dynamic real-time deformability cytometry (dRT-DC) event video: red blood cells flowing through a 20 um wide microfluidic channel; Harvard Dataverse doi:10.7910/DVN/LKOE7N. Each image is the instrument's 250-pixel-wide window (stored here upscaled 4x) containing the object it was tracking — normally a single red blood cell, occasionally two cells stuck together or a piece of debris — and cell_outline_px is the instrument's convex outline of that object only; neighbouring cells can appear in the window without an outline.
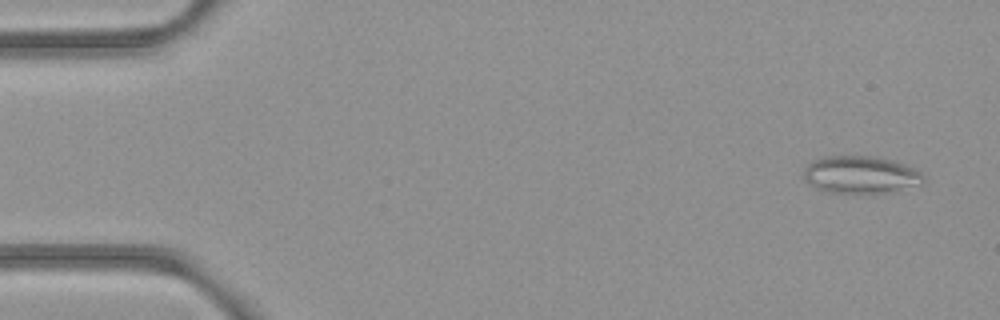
{"species": "common noctule bat (a hibernating species)", "species_latin": "Nyctalus noctula", "temperature_condition": "room temperature", "stored_images_in_passage": 53, "camera_frame_rate_fps": 3000, "um_per_image_px": 0.085, "animal": {"sex": "female", "body_mass_g": 21.9}, "frame": {"image": 1, "passage_image": 3, "time_ms": 0.667, "image_size_px": [1000, 320], "cell_outline_px": [[928, 180], [924, 184], [896, 192], [872, 196], [860, 196], [828, 192], [816, 188], [804, 180], [804, 168], [808, 164], [816, 160], [828, 156], [868, 156], [892, 160], [904, 164], [920, 172]], "centroid_in_image_um": [73.22, 14.93], "position_along_channel_um": 11.8, "area_um2": 27.22}}
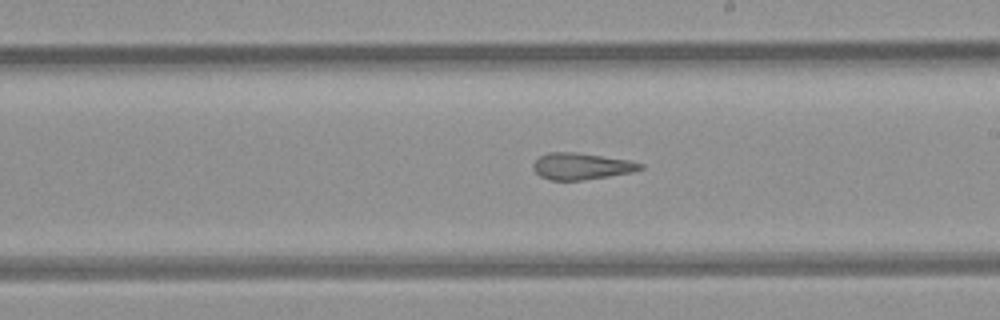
{"frame": {"image": 2, "passage_image": 30, "time_ms": 9.667, "image_size_px": [1000, 320], "cell_outline_px": [[644, 168], [632, 172], [608, 176], [580, 180], [552, 180], [540, 176], [532, 168], [532, 164], [540, 156], [548, 152], [576, 152], [628, 160], [644, 164]], "centroid_in_image_um": [49.41, 14.12], "position_along_channel_um": 239.6, "area_um2": 16.47}}
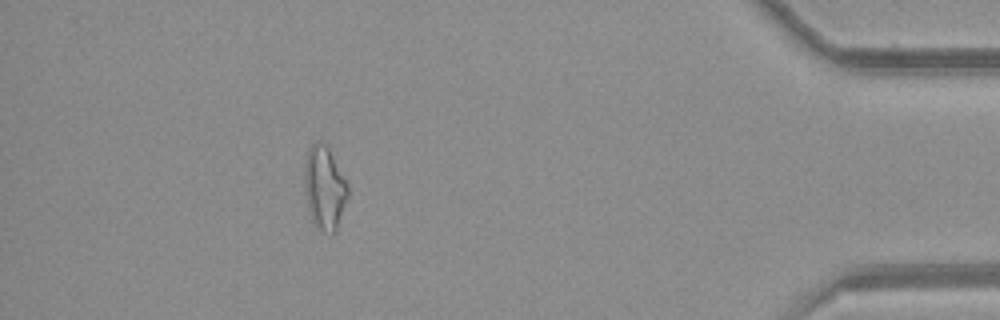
{"frame": {"image": 3, "passage_image": 47, "time_ms": 15.333, "image_size_px": [1000, 320], "cell_outline_px": [[348, 196], [336, 232], [332, 236], [316, 228], [312, 224], [308, 208], [304, 184], [304, 168], [308, 148], [312, 144], [320, 140], [328, 148], [348, 184]], "centroid_in_image_um": [27.57, 16.03], "position_along_channel_um": 407.6, "area_um2": 21.27}, "authors_computed_cell_mechanics": {"area_um2": 20.0566, "velocity_mm_per_s": 3.9645, "shape_relaxation_time_tau1_ms": null, "shape_relaxation_time_tau2_ms": 2.6999, "deformation_change_tau1": null, "deformation_change_tau2": 0.1301}}